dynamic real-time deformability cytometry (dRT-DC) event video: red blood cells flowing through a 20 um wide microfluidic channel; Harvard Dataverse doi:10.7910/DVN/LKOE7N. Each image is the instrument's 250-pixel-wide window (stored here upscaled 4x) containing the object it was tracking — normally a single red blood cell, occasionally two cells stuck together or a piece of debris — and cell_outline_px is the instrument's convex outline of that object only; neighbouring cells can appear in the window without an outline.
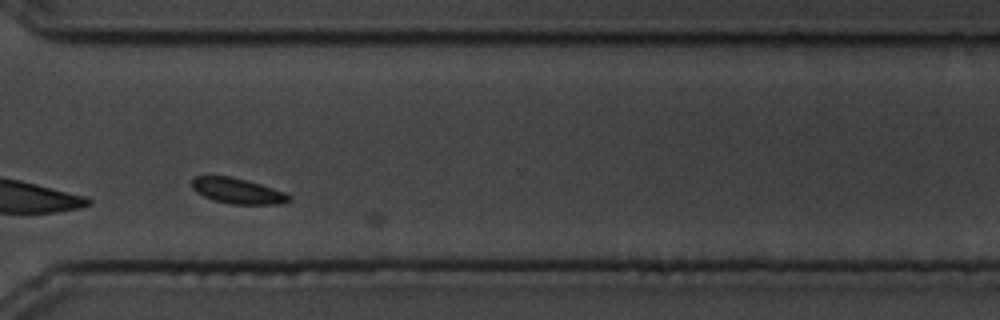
{"species": "common noctule bat (a hibernating species)", "species_latin": "Nyctalus noctula", "temperature_condition": "cold", "stored_images_in_passage": 60, "camera_frame_rate_fps": 3000, "um_per_image_px": 0.085, "animal": {"sex": "male", "body_mass_g": 19.5, "forearm_length_mm": 54.6}, "frame": {"image": 1, "passage_image": 43, "time_ms": 14.0, "image_size_px": [1000, 320], "cell_outline_px": [[292, 200], [284, 204], [232, 204], [212, 200], [196, 192], [192, 188], [192, 180], [196, 176], [232, 176], [260, 184], [284, 192], [292, 196]], "centroid_in_image_um": [20.22, 16.23], "position_along_channel_um": 350.4, "area_um2": 14.51}}